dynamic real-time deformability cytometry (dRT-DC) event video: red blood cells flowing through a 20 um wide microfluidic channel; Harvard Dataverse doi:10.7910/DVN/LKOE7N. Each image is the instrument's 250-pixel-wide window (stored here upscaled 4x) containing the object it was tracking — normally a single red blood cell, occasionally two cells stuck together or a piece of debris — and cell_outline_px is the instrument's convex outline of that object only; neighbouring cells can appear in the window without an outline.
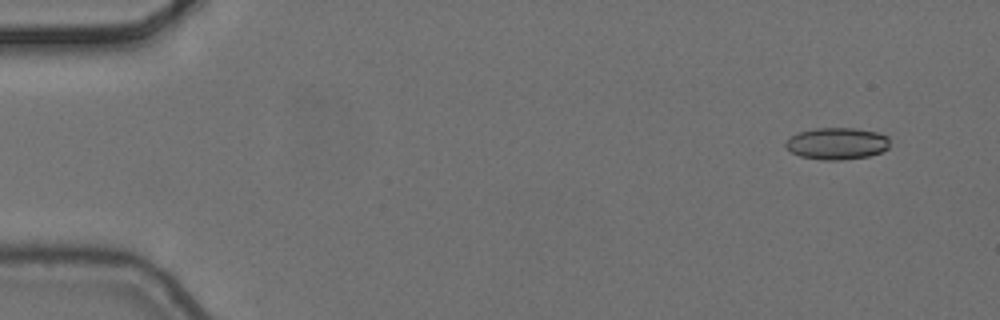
{"species": "common noctule bat (a hibernating species)", "species_latin": "Nyctalus noctula", "temperature_condition": "cold", "stored_images_in_passage": 5, "camera_frame_rate_fps": 3000, "um_per_image_px": 0.085, "animal": {"sex": "female", "body_mass_g": 24.6, "forearm_length_mm": 56.2}, "frame": {"image": 1, "passage_image": 1, "time_ms": 0.0, "image_size_px": [1000, 320], "cell_outline_px": [[888, 148], [880, 152], [868, 156], [840, 160], [824, 160], [800, 156], [792, 152], [784, 144], [792, 136], [800, 132], [812, 128], [856, 128], [876, 132], [888, 136]], "centroid_in_image_um": [71.15, 12.19], "position_along_channel_um": 13.9, "area_um2": 19.13}}
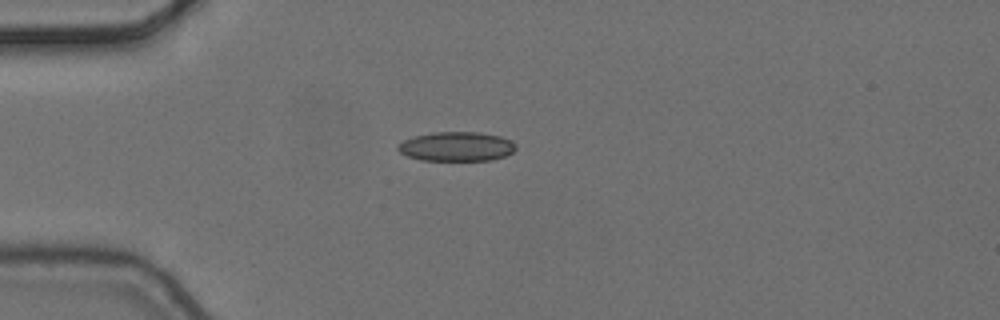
{"frame": {"image": 2, "passage_image": 4, "time_ms": 1.0, "image_size_px": [1000, 320], "cell_outline_px": [[516, 148], [512, 152], [504, 156], [492, 160], [420, 160], [408, 156], [400, 152], [396, 148], [404, 140], [412, 136], [432, 132], [480, 132], [500, 136], [512, 140], [516, 144]], "centroid_in_image_um": [38.81, 12.44], "position_along_channel_um": 46.2, "area_um2": 20.23}}